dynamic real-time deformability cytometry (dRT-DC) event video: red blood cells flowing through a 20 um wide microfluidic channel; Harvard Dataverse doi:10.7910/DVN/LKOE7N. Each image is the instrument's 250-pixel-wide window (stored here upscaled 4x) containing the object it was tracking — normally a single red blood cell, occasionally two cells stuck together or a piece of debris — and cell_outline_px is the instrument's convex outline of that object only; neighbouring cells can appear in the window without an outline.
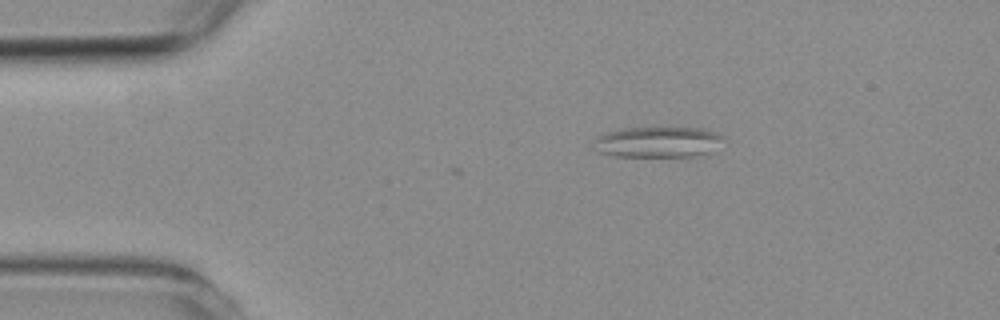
{"species": "common noctule bat (a hibernating species)", "species_latin": "Nyctalus noctula", "temperature_condition": "room temperature", "stored_images_in_passage": 3, "camera_frame_rate_fps": 3000, "um_per_image_px": 0.085, "animal": {"sex": "female", "body_mass_g": 19.3, "forearm_length_mm": 54.1}, "frame": {"image": 1, "passage_image": 1, "time_ms": 0.0, "image_size_px": [1000, 320], "cell_outline_px": [[728, 140], [708, 156], [612, 156], [596, 152], [596, 136], [604, 132], [624, 128], [704, 128], [716, 132], [724, 136]], "centroid_in_image_um": [56.04, 12.08], "position_along_channel_um": 29.0, "area_um2": 23.87}}